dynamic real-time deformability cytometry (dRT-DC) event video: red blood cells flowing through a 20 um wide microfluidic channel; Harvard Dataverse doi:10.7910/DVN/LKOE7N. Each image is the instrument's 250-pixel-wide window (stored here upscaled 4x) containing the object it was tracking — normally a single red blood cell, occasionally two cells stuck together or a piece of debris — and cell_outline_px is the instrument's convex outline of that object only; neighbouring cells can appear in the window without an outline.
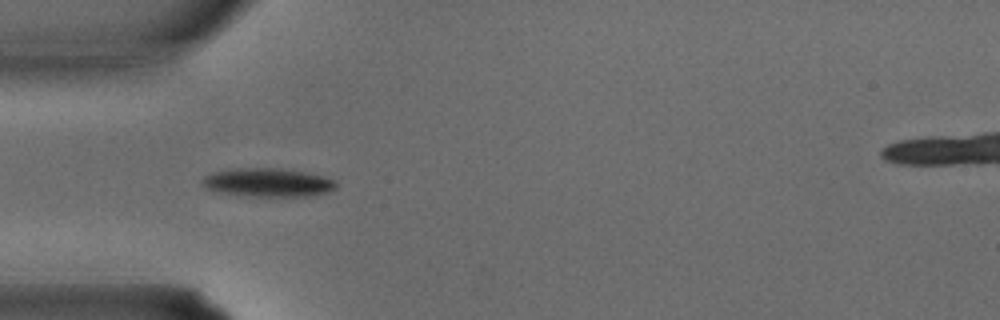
{"species": "common noctule bat (a hibernating species)", "species_latin": "Nyctalus noctula", "temperature_condition": "warm", "stored_images_in_passage": 4, "camera_frame_rate_fps": 3000, "um_per_image_px": 0.085, "animal": {"sex": "male", "body_mass_g": 15.6}, "frame": {"image": 1, "passage_image": 2, "time_ms": 0.333, "image_size_px": [1000, 320], "cell_outline_px": [[336, 188], [328, 192], [312, 196], [256, 196], [220, 192], [204, 188], [200, 184], [200, 180], [204, 176], [212, 172], [236, 168], [280, 168], [304, 172], [324, 176], [336, 180]], "centroid_in_image_um": [22.76, 15.5], "position_along_channel_um": 62.2, "area_um2": 22.37}}
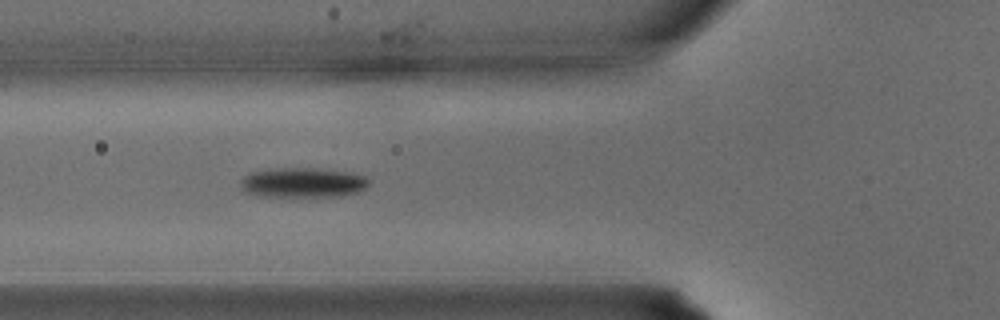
{"frame": {"image": 2, "passage_image": 4, "time_ms": 1.0, "image_size_px": [1000, 320], "cell_outline_px": [[368, 184], [364, 188], [356, 192], [344, 196], [260, 196], [248, 192], [240, 184], [240, 180], [248, 172], [280, 168], [312, 168], [348, 172], [364, 176], [368, 180]], "centroid_in_image_um": [25.72, 15.52], "position_along_channel_um": 100.1, "area_um2": 22.02}}